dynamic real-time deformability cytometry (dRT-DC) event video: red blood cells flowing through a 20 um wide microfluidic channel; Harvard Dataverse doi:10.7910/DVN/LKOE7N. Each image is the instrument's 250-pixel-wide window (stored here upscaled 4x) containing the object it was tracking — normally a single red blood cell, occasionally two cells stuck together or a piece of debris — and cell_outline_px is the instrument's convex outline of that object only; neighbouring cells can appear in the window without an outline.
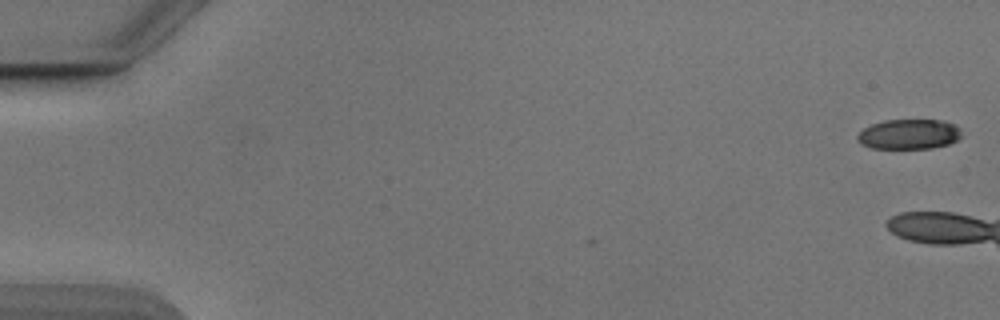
{"species": "Egyptian fruit bat (a non-hibernating species)", "species_latin": "Rousettus aegyptiacus", "temperature_condition": "cold", "stored_images_in_passage": 7, "camera_frame_rate_fps": 3000, "um_per_image_px": 0.085, "animal": {"sex": "male"}, "frame": {"image": 1, "passage_image": 1, "time_ms": 0.0, "image_size_px": [1000, 320], "cell_outline_px": [[960, 136], [956, 140], [948, 144], [932, 148], [872, 148], [860, 144], [856, 140], [856, 136], [864, 128], [872, 124], [884, 120], [944, 120], [956, 124], [960, 128]], "centroid_in_image_um": [77.25, 11.4], "position_along_channel_um": 7.7, "area_um2": 18.26}}